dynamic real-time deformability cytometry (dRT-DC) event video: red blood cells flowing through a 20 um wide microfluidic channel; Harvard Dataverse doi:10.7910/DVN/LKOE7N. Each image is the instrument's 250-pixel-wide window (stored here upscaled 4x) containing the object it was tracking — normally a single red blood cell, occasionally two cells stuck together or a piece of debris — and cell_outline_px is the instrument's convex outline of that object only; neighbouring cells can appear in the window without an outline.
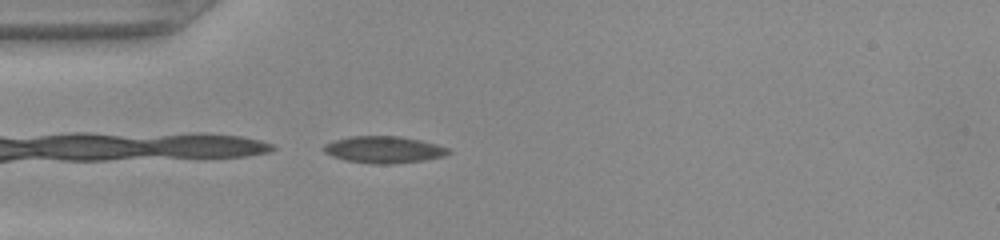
{"species": "common noctule bat (a hibernating species)", "species_latin": "Nyctalus noctula", "temperature_condition": "warm", "stored_images_in_passage": 36, "camera_frame_rate_fps": 3000, "um_per_image_px": 0.085, "animal": {"sex": "female", "body_mass_g": 22.0, "forearm_length_mm": 56.7}, "frame": {"image": 1, "passage_image": 1, "time_ms": 0.0, "image_size_px": [1000, 240], "cell_outline_px": [[452, 152], [444, 156], [424, 160], [392, 164], [372, 164], [344, 160], [332, 156], [324, 152], [324, 144], [336, 140], [352, 136], [400, 136], [420, 140], [436, 144], [448, 148]], "centroid_in_image_um": [32.64, 12.72], "position_along_channel_um": 52.4, "area_um2": 19.48}}
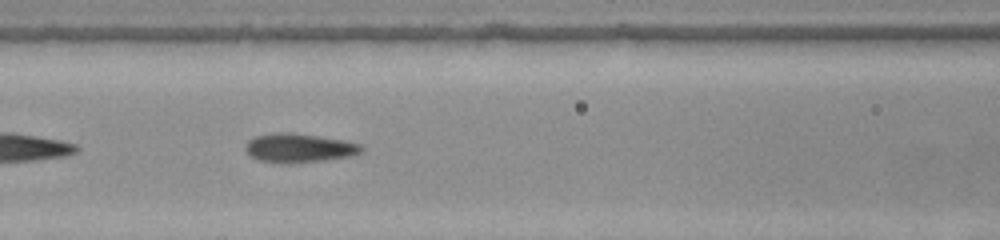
{"frame": {"image": 2, "passage_image": 8, "time_ms": 2.333, "image_size_px": [1000, 240], "cell_outline_px": [[364, 148], [360, 152], [352, 156], [324, 160], [280, 164], [260, 160], [252, 156], [244, 148], [248, 140], [256, 136], [272, 132], [292, 132], [344, 140], [360, 144]], "centroid_in_image_um": [25.41, 12.57], "position_along_channel_um": 141.2, "area_um2": 19.59}}
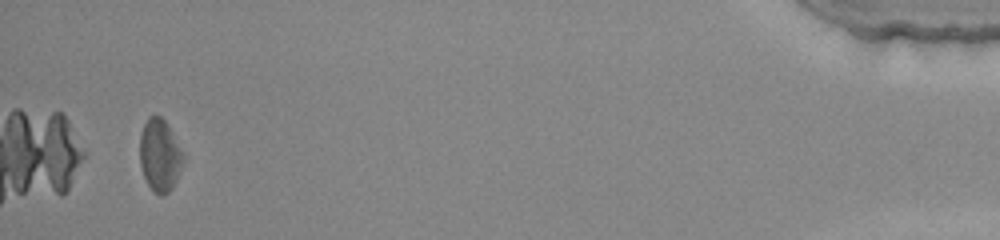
{"frame": {"image": 3, "passage_image": 34, "time_ms": 11.0, "image_size_px": [1000, 240], "cell_outline_px": [[184, 160], [176, 180], [172, 188], [164, 196], [160, 196], [152, 192], [144, 176], [140, 164], [140, 132], [148, 116], [160, 116], [168, 124], [184, 156]], "centroid_in_image_um": [13.57, 13.21], "position_along_channel_um": 421.6, "area_um2": 18.32}}